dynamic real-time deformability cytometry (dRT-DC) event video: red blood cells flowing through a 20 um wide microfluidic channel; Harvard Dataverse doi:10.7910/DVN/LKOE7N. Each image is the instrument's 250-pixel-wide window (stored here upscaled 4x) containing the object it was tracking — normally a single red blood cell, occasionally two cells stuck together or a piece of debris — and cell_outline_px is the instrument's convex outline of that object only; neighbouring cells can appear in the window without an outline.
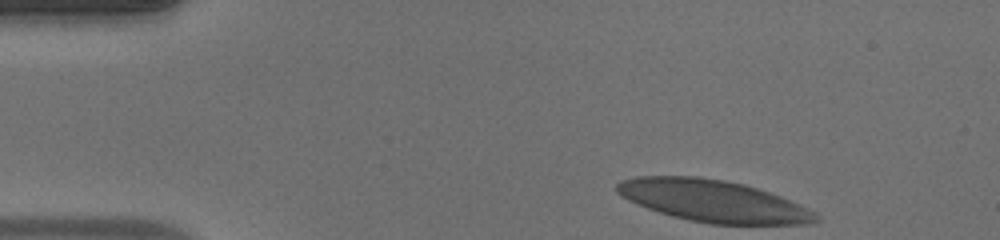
{"species": "human", "species_latin": "Homo sapiens", "temperature_condition": "warm", "stored_images_in_passage": 37, "camera_frame_rate_fps": 3000, "um_per_image_px": 0.085, "donor": {"sex": "male"}, "frame": {"image": 1, "passage_image": 1, "time_ms": 0.0, "image_size_px": [1000, 240], "cell_outline_px": [[816, 220], [800, 224], [712, 224], [692, 220], [660, 212], [648, 208], [616, 192], [616, 184], [624, 180], [640, 176], [700, 176], [724, 180], [744, 184], [768, 192], [788, 200], [812, 212], [816, 216]], "centroid_in_image_um": [60.56, 17.06], "position_along_channel_um": 24.4, "area_um2": 47.16}}
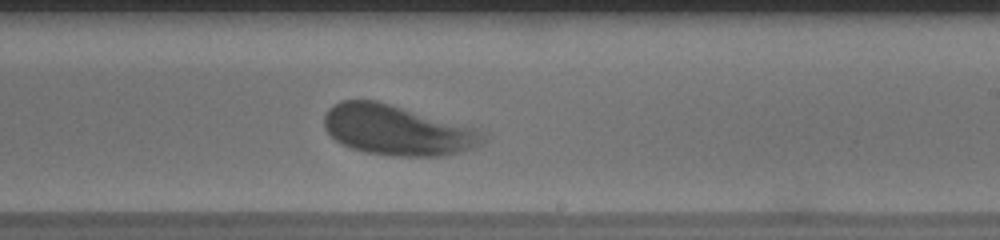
{"frame": {"image": 2, "passage_image": 24, "time_ms": 7.667, "image_size_px": [1000, 240], "cell_outline_px": [[488, 140], [484, 144], [460, 152], [444, 156], [396, 156], [364, 152], [340, 144], [324, 128], [324, 116], [328, 108], [332, 104], [340, 100], [376, 100], [472, 128], [484, 132], [488, 136]], "centroid_in_image_um": [33.74, 11.08], "position_along_channel_um": 255.3, "area_um2": 46.24}}
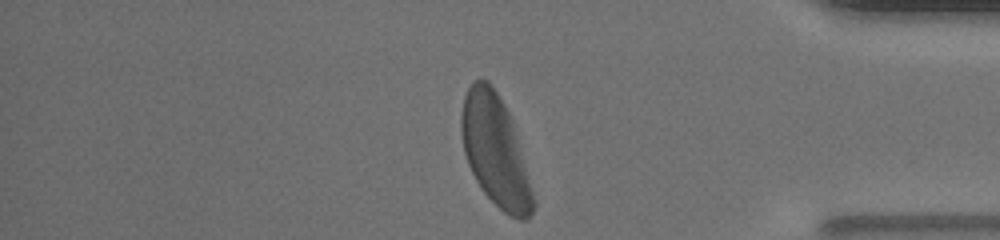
{"frame": {"image": 3, "passage_image": 36, "time_ms": 11.667, "image_size_px": [1000, 240], "cell_outline_px": [[536, 204], [532, 212], [524, 220], [520, 220], [504, 212], [484, 192], [476, 180], [468, 164], [464, 152], [460, 128], [460, 116], [464, 96], [472, 80], [488, 80], [492, 84], [508, 112], [512, 120]], "centroid_in_image_um": [42.07, 12.79], "position_along_channel_um": 393.1, "area_um2": 45.78}, "authors_computed_cell_mechanics": {"area_um2": 47.1648, "velocity_mm_per_s": 4.0371, "shape_relaxation_time_tau1_ms": 2.2399, "shape_relaxation_time_tau2_ms": 0.7049, "deformation_change_tau1": 0.1617, "deformation_change_tau2": 0.0671}}